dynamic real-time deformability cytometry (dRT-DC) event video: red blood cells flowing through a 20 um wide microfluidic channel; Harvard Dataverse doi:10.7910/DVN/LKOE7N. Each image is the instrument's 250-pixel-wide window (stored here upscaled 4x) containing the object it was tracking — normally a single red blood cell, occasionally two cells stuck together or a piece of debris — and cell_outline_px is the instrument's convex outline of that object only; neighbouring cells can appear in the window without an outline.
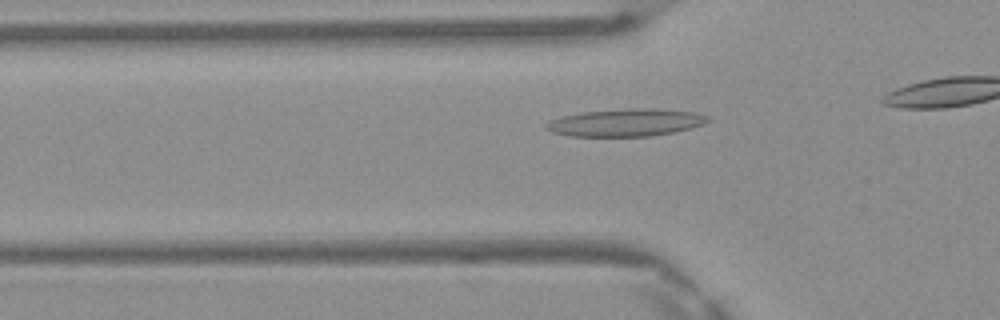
{"species": "Egyptian fruit bat (a non-hibernating species)", "species_latin": "Rousettus aegyptiacus", "temperature_condition": "warm", "stored_images_in_passage": 28, "camera_frame_rate_fps": 3000, "um_per_image_px": 0.085, "frame": {"image": 1, "passage_image": 5, "time_ms": 1.333, "image_size_px": [1000, 320], "cell_outline_px": [[712, 120], [704, 124], [692, 128], [676, 132], [652, 136], [572, 136], [552, 132], [544, 128], [544, 124], [552, 120], [564, 116], [584, 112], [628, 108], [656, 108], [696, 112], [708, 116]], "centroid_in_image_um": [53.27, 10.41], "position_along_channel_um": 72.5, "area_um2": 26.07}}
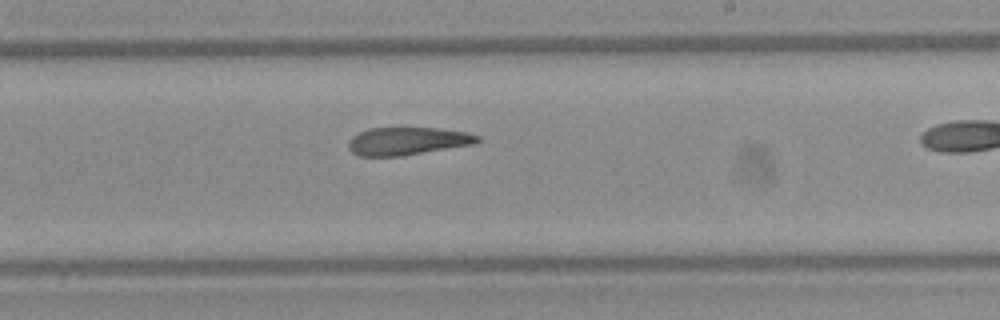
{"frame": {"image": 2, "passage_image": 18, "time_ms": 5.667, "image_size_px": [1000, 320], "cell_outline_px": [[480, 140], [472, 144], [400, 156], [356, 156], [348, 148], [348, 144], [352, 136], [360, 132], [372, 128], [436, 128], [468, 132], [480, 136]], "centroid_in_image_um": [34.61, 11.99], "position_along_channel_um": 254.4, "area_um2": 20.69}}
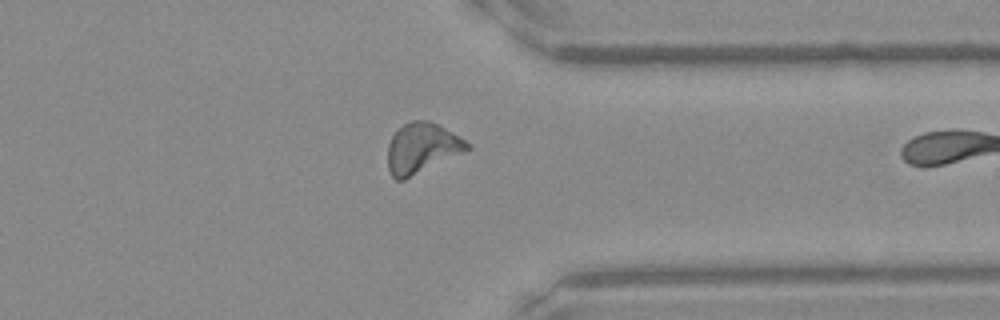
{"frame": {"image": 3, "passage_image": 27, "time_ms": 8.667, "image_size_px": [1000, 320], "cell_outline_px": [[472, 148], [404, 180], [396, 180], [392, 176], [388, 168], [388, 144], [392, 136], [404, 124], [412, 120], [428, 120], [444, 128], [472, 144]], "centroid_in_image_um": [35.86, 12.6], "position_along_channel_um": 375.5, "area_um2": 23.0}}